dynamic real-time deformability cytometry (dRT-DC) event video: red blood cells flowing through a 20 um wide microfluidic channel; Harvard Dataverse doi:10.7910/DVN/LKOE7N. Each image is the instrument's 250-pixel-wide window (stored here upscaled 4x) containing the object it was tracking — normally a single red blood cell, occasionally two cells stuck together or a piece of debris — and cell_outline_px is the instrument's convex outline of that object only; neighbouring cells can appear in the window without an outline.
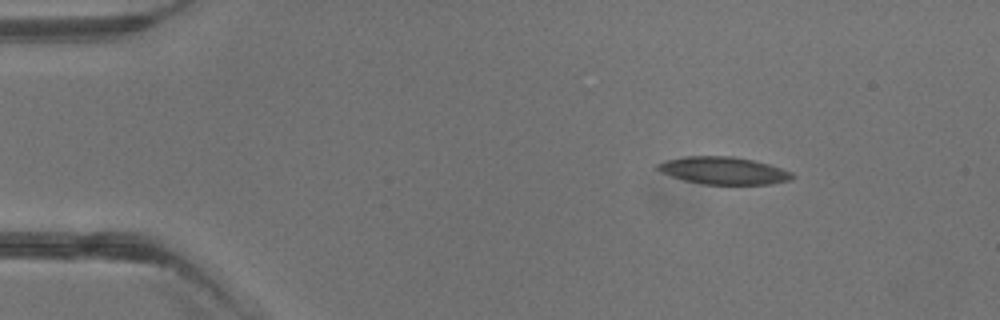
{"species": "common noctule bat (a hibernating species)", "species_latin": "Nyctalus noctula", "temperature_condition": "warm", "stored_images_in_passage": 4, "camera_frame_rate_fps": 3000, "um_per_image_px": 0.085, "animal": {"sex": "male", "body_mass_g": 13.3}, "frame": {"image": 1, "passage_image": 1, "time_ms": 0.0, "image_size_px": [1000, 320], "cell_outline_px": [[796, 176], [792, 180], [768, 184], [704, 184], [684, 180], [660, 172], [656, 168], [656, 164], [664, 160], [688, 156], [732, 156], [752, 160], [768, 164], [792, 172]], "centroid_in_image_um": [61.49, 14.5], "position_along_channel_um": 23.5, "area_um2": 21.44}}
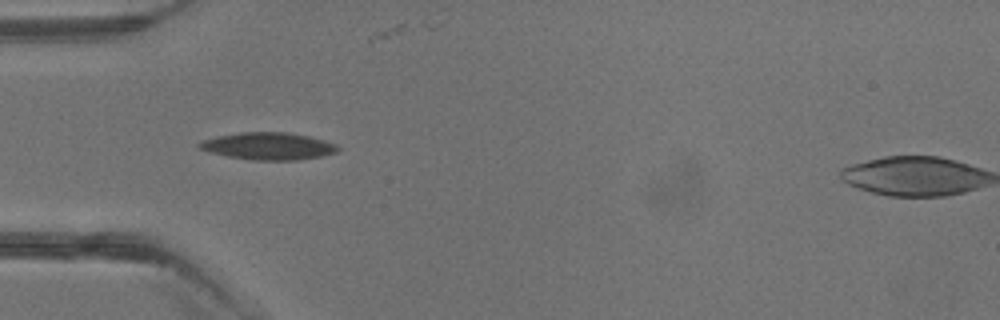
{"frame": {"image": 2, "passage_image": 3, "time_ms": 2.333, "image_size_px": [1000, 320], "cell_outline_px": [[340, 148], [336, 152], [320, 156], [296, 160], [252, 160], [228, 156], [212, 152], [200, 148], [196, 144], [204, 140], [216, 136], [240, 132], [284, 132], [308, 136], [324, 140], [336, 144]], "centroid_in_image_um": [22.81, 12.41], "position_along_channel_um": 62.2, "area_um2": 21.73}}